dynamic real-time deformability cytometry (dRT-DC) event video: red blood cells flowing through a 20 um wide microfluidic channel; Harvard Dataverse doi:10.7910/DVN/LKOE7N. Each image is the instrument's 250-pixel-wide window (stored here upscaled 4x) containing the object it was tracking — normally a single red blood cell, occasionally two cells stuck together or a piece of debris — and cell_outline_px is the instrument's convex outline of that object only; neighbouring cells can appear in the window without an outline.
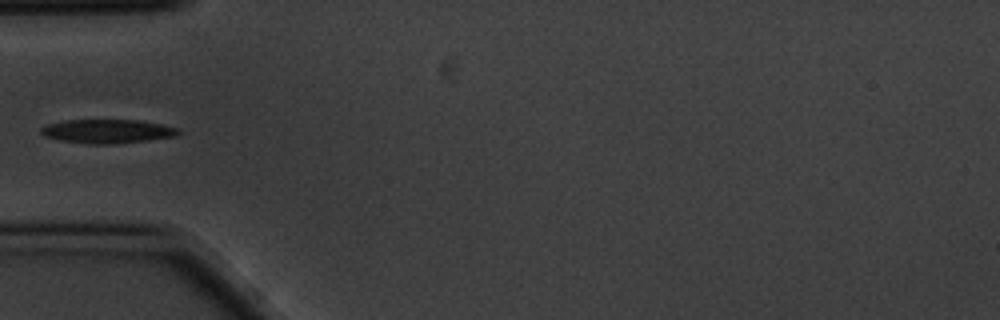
{"species": "common noctule bat (a hibernating species)", "species_latin": "Nyctalus noctula", "temperature_condition": "cold", "stored_images_in_passage": 10, "camera_frame_rate_fps": 3000, "um_per_image_px": 0.085, "animal": {"sex": "male", "body_mass_g": 20.1, "forearm_length_mm": 53.5}, "frame": {"image": 1, "passage_image": 4, "time_ms": 1.0, "image_size_px": [1000, 320], "cell_outline_px": [[180, 132], [176, 136], [148, 140], [112, 144], [84, 144], [60, 140], [44, 136], [40, 132], [40, 128], [48, 124], [64, 120], [140, 120], [180, 128]], "centroid_in_image_um": [9.12, 11.16], "position_along_channel_um": 75.9, "area_um2": 19.19}}
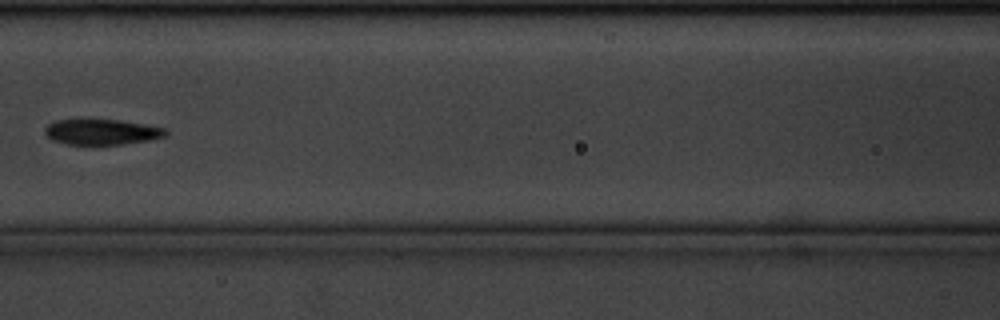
{"frame": {"image": 2, "passage_image": 6, "time_ms": 1.667, "image_size_px": [1000, 320], "cell_outline_px": [[168, 132], [164, 136], [148, 140], [124, 144], [64, 144], [52, 140], [44, 132], [44, 128], [48, 124], [56, 120], [120, 120], [144, 124], [164, 128]], "centroid_in_image_um": [8.62, 11.21], "position_along_channel_um": 158.0, "area_um2": 17.74}}
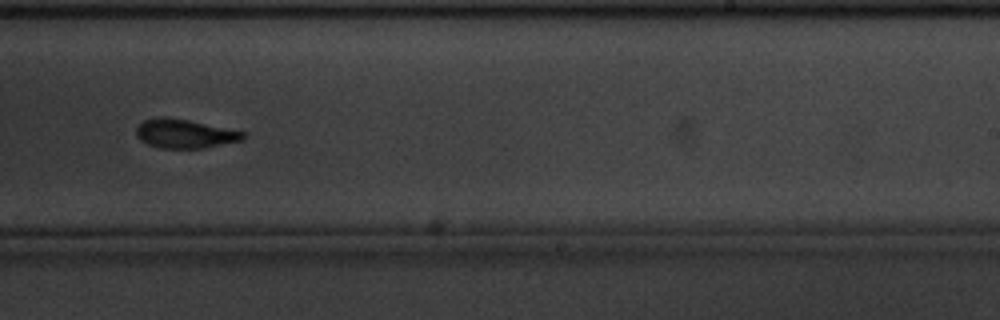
{"frame": {"image": 3, "passage_image": 9, "time_ms": 2.667, "image_size_px": [1000, 320], "cell_outline_px": [[248, 136], [244, 140], [204, 148], [160, 148], [148, 144], [140, 140], [136, 136], [136, 128], [144, 120], [156, 116], [164, 116], [188, 120], [248, 132]], "centroid_in_image_um": [15.75, 11.36], "position_along_channel_um": 273.3, "area_um2": 18.32}}